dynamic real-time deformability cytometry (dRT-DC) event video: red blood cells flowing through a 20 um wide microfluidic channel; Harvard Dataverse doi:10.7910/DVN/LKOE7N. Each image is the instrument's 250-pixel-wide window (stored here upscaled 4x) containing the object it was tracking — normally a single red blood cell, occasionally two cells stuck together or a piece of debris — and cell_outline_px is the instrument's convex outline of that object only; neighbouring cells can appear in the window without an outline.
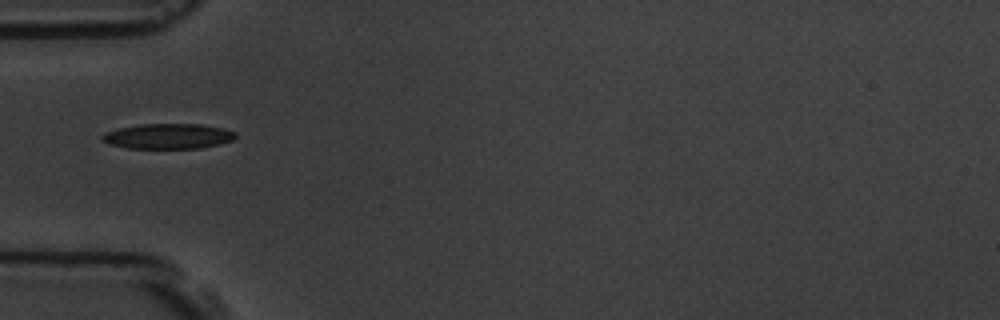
{"species": "common noctule bat (a hibernating species)", "species_latin": "Nyctalus noctula", "temperature_condition": "room temperature", "stored_images_in_passage": 6, "camera_frame_rate_fps": 3000, "um_per_image_px": 0.085, "animal": {"sex": "male", "body_mass_g": 19.5, "forearm_length_mm": 54.6}, "frame": {"image": 1, "passage_image": 1, "time_ms": 0.0, "image_size_px": [1000, 320], "cell_outline_px": [[236, 136], [232, 140], [220, 144], [200, 148], [128, 148], [108, 144], [100, 140], [100, 136], [104, 132], [120, 128], [140, 124], [200, 124], [224, 128], [236, 132]], "centroid_in_image_um": [14.26, 11.58], "position_along_channel_um": 70.7, "area_um2": 19.71}}
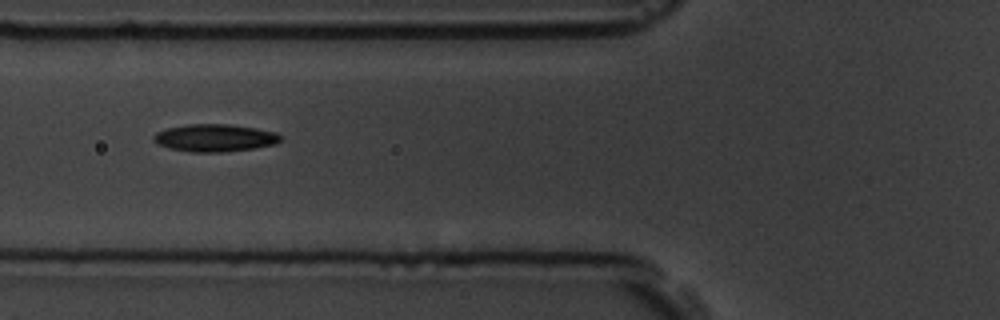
{"frame": {"image": 2, "passage_image": 2, "time_ms": 1.0, "image_size_px": [1000, 320], "cell_outline_px": [[280, 140], [276, 144], [252, 148], [224, 152], [192, 152], [168, 148], [152, 140], [152, 136], [156, 132], [168, 128], [188, 124], [228, 124], [256, 128], [276, 132], [280, 136]], "centroid_in_image_um": [18.24, 11.72], "position_along_channel_um": 107.6, "area_um2": 20.23}}
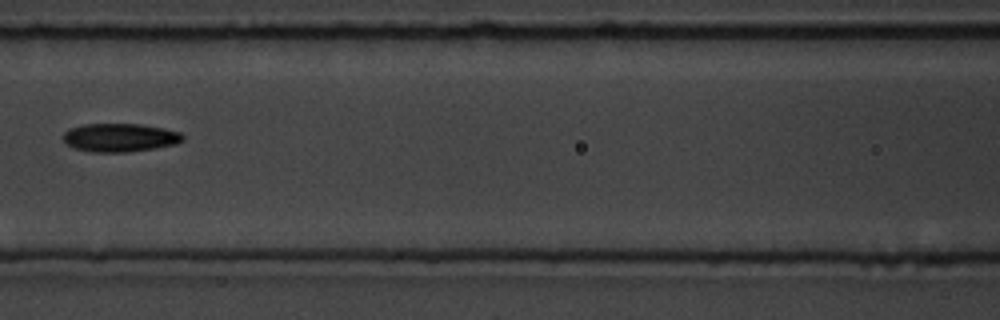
{"frame": {"image": 3, "passage_image": 3, "time_ms": 2.333, "image_size_px": [1000, 320], "cell_outline_px": [[184, 140], [176, 144], [156, 148], [128, 152], [92, 152], [72, 148], [64, 144], [64, 132], [68, 128], [84, 124], [140, 124], [164, 128], [180, 132], [184, 136]], "centroid_in_image_um": [10.17, 11.7], "position_along_channel_um": 156.4, "area_um2": 20.06}}